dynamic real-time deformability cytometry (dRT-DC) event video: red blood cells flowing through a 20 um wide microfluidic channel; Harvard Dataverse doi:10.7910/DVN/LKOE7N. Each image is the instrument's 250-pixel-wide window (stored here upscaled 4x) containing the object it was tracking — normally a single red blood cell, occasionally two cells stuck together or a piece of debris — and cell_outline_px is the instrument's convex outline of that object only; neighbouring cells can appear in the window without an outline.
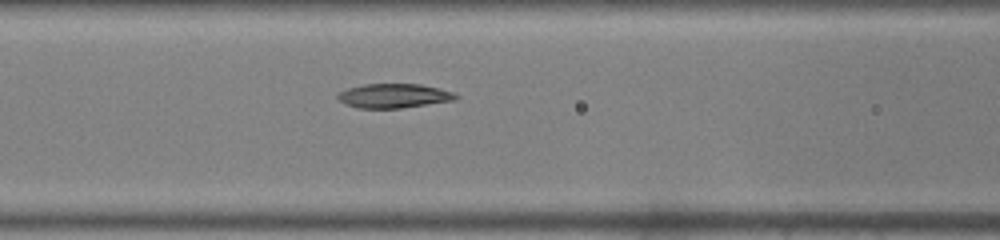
{"species": "common noctule bat (a hibernating species)", "species_latin": "Nyctalus noctula", "temperature_condition": "warm", "stored_images_in_passage": 11, "camera_frame_rate_fps": 3000, "um_per_image_px": 0.085, "animal": {"sex": "male", "body_mass_g": 19.0, "forearm_length_mm": 50.8}, "frame": {"image": 1, "passage_image": 10, "time_ms": 3.0, "image_size_px": [1000, 240], "cell_outline_px": [[460, 96], [456, 100], [400, 108], [356, 108], [340, 100], [336, 96], [336, 92], [348, 88], [364, 84], [420, 84], [440, 88], [452, 92]], "centroid_in_image_um": [33.48, 8.14], "position_along_channel_um": 133.1, "area_um2": 16.7}}